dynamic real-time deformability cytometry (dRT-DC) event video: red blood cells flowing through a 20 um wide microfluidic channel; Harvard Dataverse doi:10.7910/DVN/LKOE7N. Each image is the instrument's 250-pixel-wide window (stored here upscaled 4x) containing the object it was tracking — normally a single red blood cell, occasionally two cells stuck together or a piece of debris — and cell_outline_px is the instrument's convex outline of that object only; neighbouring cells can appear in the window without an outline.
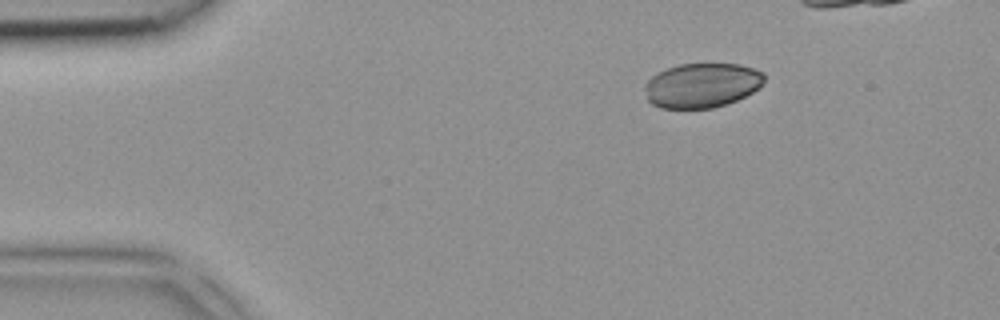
{"species": "common noctule bat (a hibernating species)", "species_latin": "Nyctalus noctula", "temperature_condition": "room temperature", "stored_images_in_passage": 7, "segment_of_instrument_passage": [1, 2], "camera_frame_rate_fps": 3000, "um_per_image_px": 0.085, "animal": {"sex": "female", "body_mass_g": 18.4}, "frame": {"image": 1, "passage_image": 2, "time_ms": 0.333, "image_size_px": [1000, 320], "cell_outline_px": [[764, 84], [760, 88], [736, 100], [712, 108], [660, 108], [652, 104], [648, 100], [644, 88], [644, 84], [652, 76], [668, 68], [680, 64], [740, 64], [764, 72]], "centroid_in_image_um": [59.67, 7.25], "position_along_channel_um": 25.3, "area_um2": 30.98}}
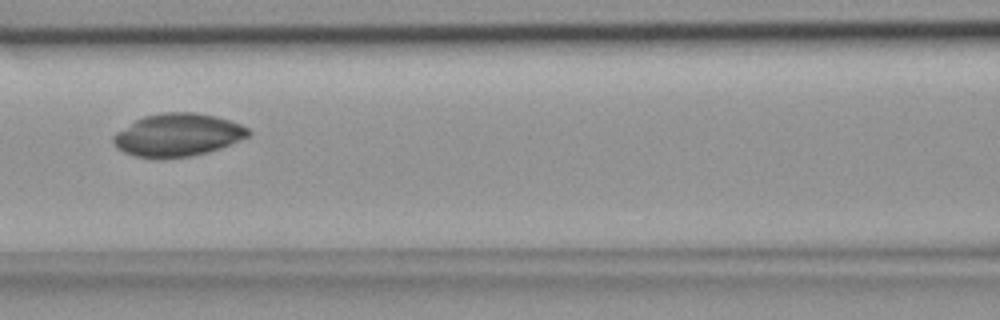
{"frame": {"image": 2, "passage_image": 6, "time_ms": 1.667, "image_size_px": [1000, 320], "cell_outline_px": [[252, 132], [248, 136], [240, 140], [220, 148], [208, 152], [192, 156], [160, 160], [136, 156], [124, 152], [116, 148], [112, 144], [112, 136], [116, 132], [136, 120], [144, 116], [160, 112], [196, 112], [216, 116], [240, 124], [248, 128]], "centroid_in_image_um": [15.08, 11.49], "position_along_channel_um": 151.5, "area_um2": 34.1}}